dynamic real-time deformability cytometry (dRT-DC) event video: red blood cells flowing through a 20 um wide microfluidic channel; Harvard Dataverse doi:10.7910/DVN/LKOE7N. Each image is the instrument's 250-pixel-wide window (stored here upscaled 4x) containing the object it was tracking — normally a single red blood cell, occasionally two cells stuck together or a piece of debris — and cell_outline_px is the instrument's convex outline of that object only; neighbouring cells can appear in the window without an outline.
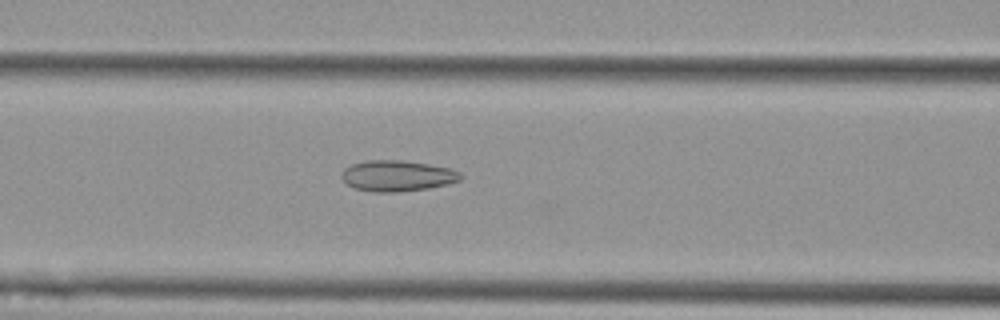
{"species": "Egyptian fruit bat (a non-hibernating species)", "species_latin": "Rousettus aegyptiacus", "temperature_condition": "cold", "stored_images_in_passage": 45, "camera_frame_rate_fps": 3000, "um_per_image_px": 0.085, "animal": {"sex": "female"}, "frame": {"image": 1, "passage_image": 12, "time_ms": 3.667, "image_size_px": [1000, 320], "cell_outline_px": [[464, 176], [460, 180], [448, 184], [428, 188], [400, 192], [372, 192], [356, 188], [348, 184], [340, 176], [344, 168], [352, 164], [368, 160], [400, 160], [428, 164], [452, 168], [460, 172]], "centroid_in_image_um": [33.8, 14.94], "position_along_channel_um": 132.8, "area_um2": 21.5}}
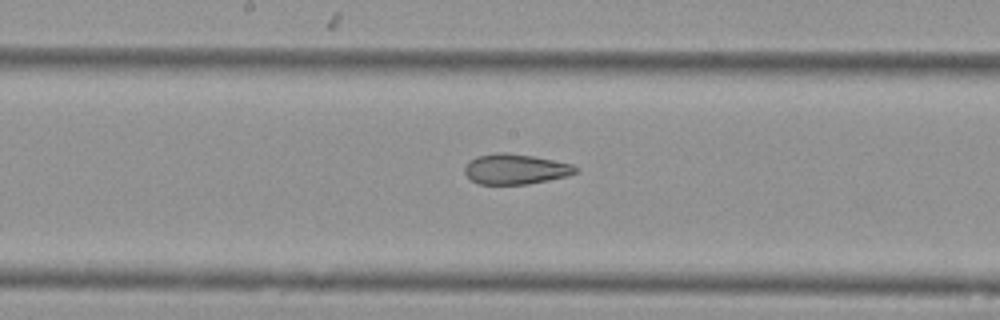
{"frame": {"image": 2, "passage_image": 18, "time_ms": 5.667, "image_size_px": [1000, 320], "cell_outline_px": [[580, 172], [568, 176], [528, 184], [480, 184], [472, 180], [464, 172], [464, 168], [468, 160], [476, 156], [496, 152], [508, 152], [532, 156], [572, 164], [580, 168]], "centroid_in_image_um": [43.83, 14.36], "position_along_channel_um": 204.4, "area_um2": 19.77}}
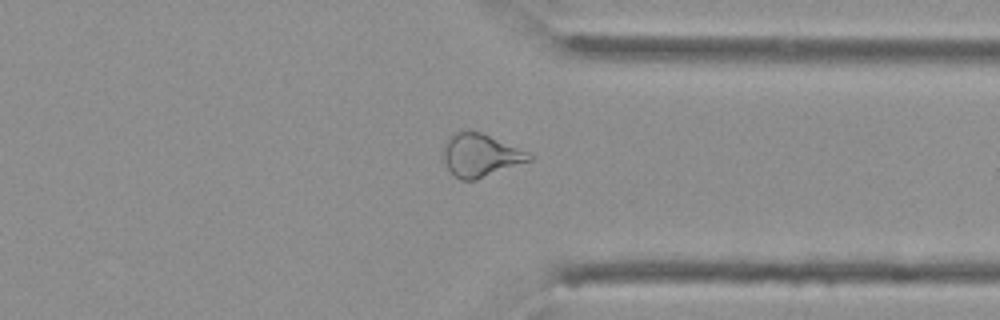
{"frame": {"image": 3, "passage_image": 32, "time_ms": 10.333, "image_size_px": [1000, 320], "cell_outline_px": [[532, 160], [476, 180], [460, 180], [448, 168], [444, 160], [444, 148], [448, 136], [456, 132], [480, 132], [532, 152]], "centroid_in_image_um": [40.89, 13.2], "position_along_channel_um": 370.5, "area_um2": 21.33}, "authors_computed_cell_mechanics": {"area_um2": 21.5016, "velocity_mm_per_s": 3.5931, "shape_relaxation_time_tau1_ms": null, "shape_relaxation_time_tau2_ms": 3.5801, "deformation_change_tau1": null, "deformation_change_tau2": 0.0586}}